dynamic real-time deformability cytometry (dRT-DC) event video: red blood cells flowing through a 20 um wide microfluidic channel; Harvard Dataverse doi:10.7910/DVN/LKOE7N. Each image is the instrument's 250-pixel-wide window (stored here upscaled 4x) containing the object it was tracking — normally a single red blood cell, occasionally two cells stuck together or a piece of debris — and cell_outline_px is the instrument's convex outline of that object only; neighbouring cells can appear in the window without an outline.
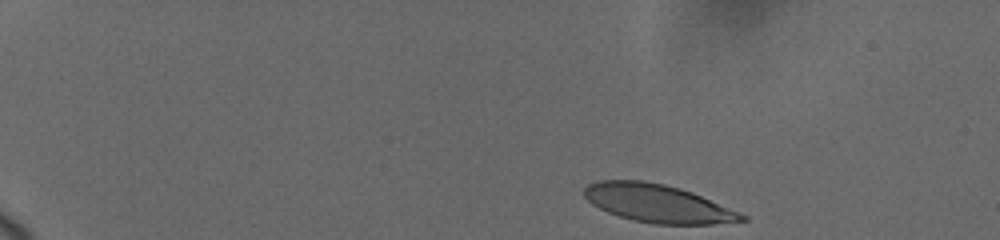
{"species": "human", "species_latin": "Homo sapiens", "temperature_condition": "cold", "stored_images_in_passage": 18, "camera_frame_rate_fps": 3000, "um_per_image_px": 0.085, "donor": {"sex": "female"}, "frame": {"image": 1, "passage_image": 1, "time_ms": 0.0, "image_size_px": [1000, 240], "cell_outline_px": [[748, 220], [712, 224], [652, 224], [632, 220], [608, 212], [592, 204], [584, 196], [584, 188], [588, 184], [600, 180], [644, 180], [664, 184], [680, 188], [692, 192], [740, 212], [748, 216]], "centroid_in_image_um": [55.91, 17.29], "position_along_channel_um": 29.1, "area_um2": 34.91}}
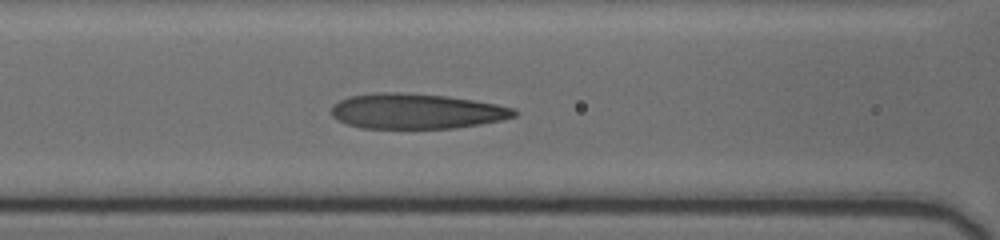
{"frame": {"image": 2, "passage_image": 11, "time_ms": 6.0, "image_size_px": [1000, 240], "cell_outline_px": [[520, 112], [516, 116], [500, 120], [480, 124], [456, 128], [360, 128], [336, 120], [332, 116], [332, 104], [348, 96], [376, 92], [392, 92], [444, 96], [472, 100], [496, 104], [516, 108]], "centroid_in_image_um": [35.38, 9.46], "position_along_channel_um": 131.2, "area_um2": 37.57}}
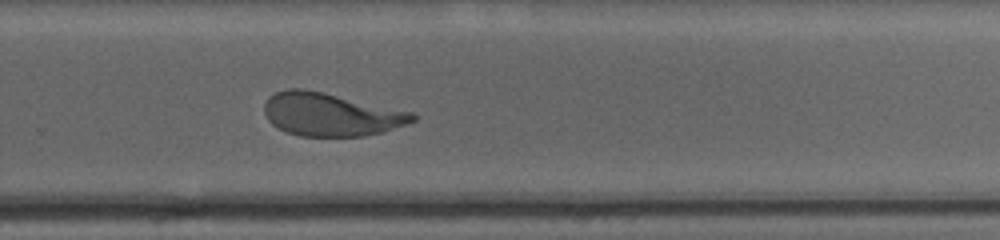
{"frame": {"image": 3, "passage_image": 18, "time_ms": 10.667, "image_size_px": [1000, 240], "cell_outline_px": [[416, 120], [384, 132], [364, 136], [300, 136], [288, 132], [272, 124], [268, 120], [264, 112], [264, 104], [276, 92], [288, 88], [300, 88], [324, 92], [412, 112], [416, 116]], "centroid_in_image_um": [28.12, 9.73], "position_along_channel_um": 301.7, "area_um2": 36.99}}